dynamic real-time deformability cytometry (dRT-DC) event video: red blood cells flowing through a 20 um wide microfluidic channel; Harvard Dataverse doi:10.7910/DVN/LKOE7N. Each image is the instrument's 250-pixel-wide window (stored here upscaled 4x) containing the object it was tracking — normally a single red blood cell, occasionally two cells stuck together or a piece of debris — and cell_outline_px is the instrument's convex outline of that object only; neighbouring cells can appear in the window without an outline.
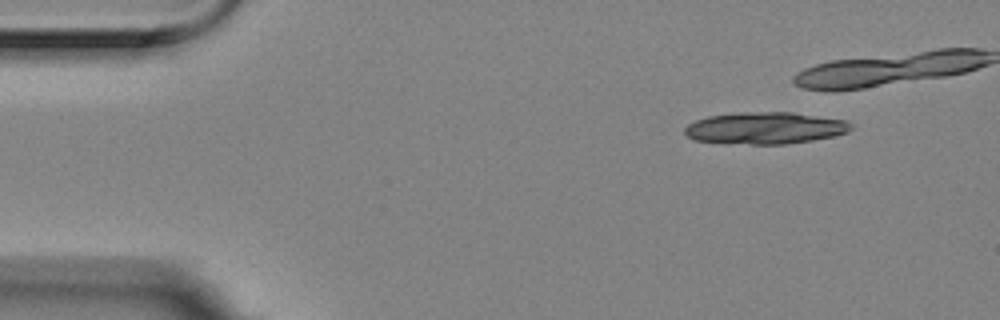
{"species": "Egyptian fruit bat (a non-hibernating species)", "species_latin": "Rousettus aegyptiacus", "temperature_condition": "room temperature", "stored_images_in_passage": 7, "camera_frame_rate_fps": 3000, "um_per_image_px": 0.085, "animal": {"sex": "female"}, "frame": {"image": 1, "passage_image": 1, "time_ms": 0.0, "image_size_px": [1000, 320], "cell_outline_px": [[852, 128], [848, 132], [832, 136], [812, 140], [784, 144], [752, 144], [696, 140], [684, 136], [684, 128], [688, 124], [696, 120], [708, 116], [736, 112], [792, 112], [844, 120], [852, 124]], "centroid_in_image_um": [65.01, 10.87], "position_along_channel_um": 20.0, "area_um2": 30.69}}
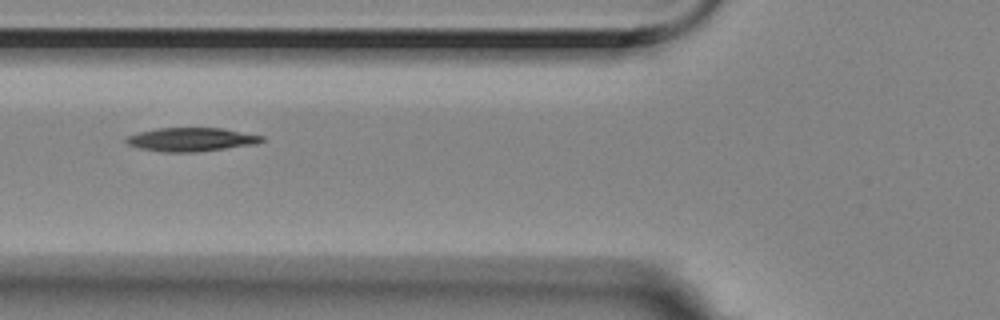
{"frame": {"image": 2, "passage_image": 7, "time_ms": 2.0, "image_size_px": [1000, 320], "cell_outline_px": [[264, 140], [256, 144], [196, 152], [164, 152], [140, 148], [128, 144], [124, 140], [128, 136], [140, 132], [156, 128], [224, 128], [264, 136]], "centroid_in_image_um": [16.28, 11.85], "position_along_channel_um": 109.5, "area_um2": 18.61}}